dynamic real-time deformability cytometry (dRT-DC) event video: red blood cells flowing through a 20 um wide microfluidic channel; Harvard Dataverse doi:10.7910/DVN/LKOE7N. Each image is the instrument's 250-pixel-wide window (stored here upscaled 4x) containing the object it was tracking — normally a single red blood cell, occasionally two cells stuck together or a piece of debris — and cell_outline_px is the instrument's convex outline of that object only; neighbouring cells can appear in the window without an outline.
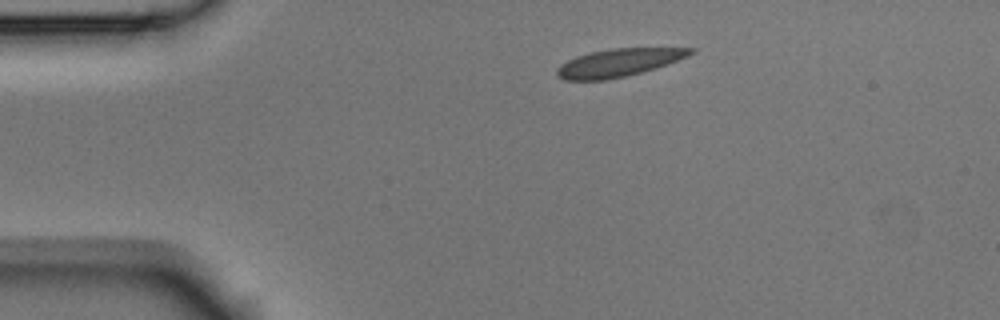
{"species": "Egyptian fruit bat (a non-hibernating species)", "species_latin": "Rousettus aegyptiacus", "temperature_condition": "room temperature", "stored_images_in_passage": 3, "camera_frame_rate_fps": 3000, "um_per_image_px": 0.085, "animal": {"sex": "male"}, "frame": {"image": 1, "passage_image": 1, "time_ms": 0.0, "image_size_px": [1000, 320], "cell_outline_px": [[696, 52], [688, 56], [656, 68], [608, 80], [564, 80], [556, 76], [556, 68], [560, 64], [576, 56], [588, 52], [612, 48], [696, 48]], "centroid_in_image_um": [52.55, 5.32], "position_along_channel_um": 32.5, "area_um2": 21.73}}
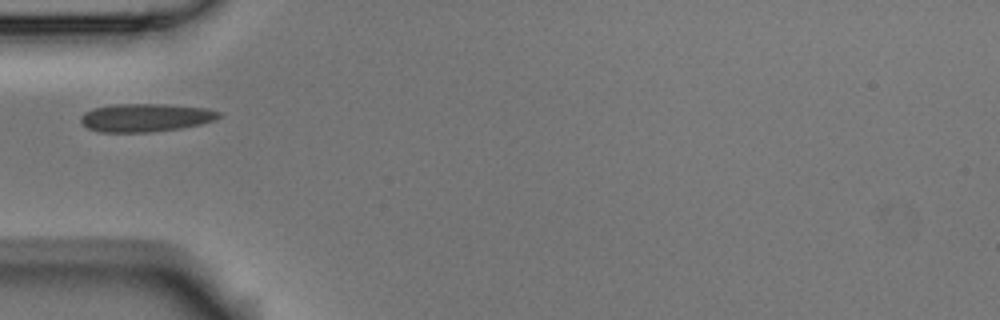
{"frame": {"image": 2, "passage_image": 3, "time_ms": 0.667, "image_size_px": [1000, 320], "cell_outline_px": [[220, 116], [212, 120], [200, 124], [180, 128], [152, 132], [100, 132], [88, 128], [80, 120], [80, 116], [84, 112], [92, 108], [112, 104], [164, 104], [204, 108], [220, 112]], "centroid_in_image_um": [12.31, 9.99], "position_along_channel_um": 72.7, "area_um2": 22.54}}